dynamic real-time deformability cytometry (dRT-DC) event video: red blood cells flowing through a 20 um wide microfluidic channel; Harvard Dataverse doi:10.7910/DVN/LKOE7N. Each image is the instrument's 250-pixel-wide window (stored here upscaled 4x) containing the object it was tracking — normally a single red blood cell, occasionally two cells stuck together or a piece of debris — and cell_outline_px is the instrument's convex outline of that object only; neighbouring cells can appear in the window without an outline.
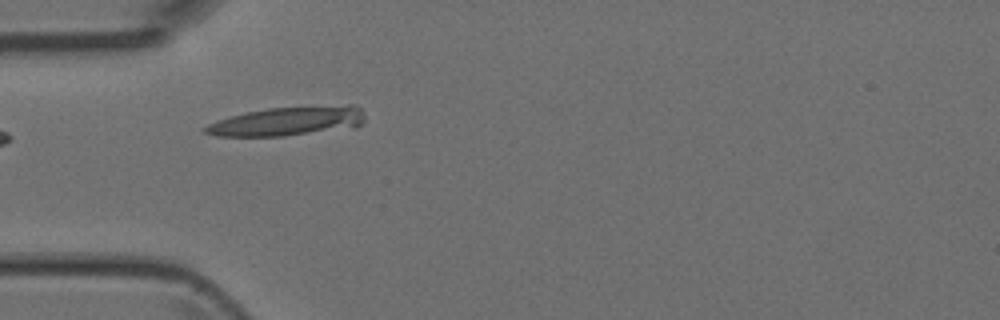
{"species": "Egyptian fruit bat (a non-hibernating species)", "species_latin": "Rousettus aegyptiacus", "temperature_condition": "room temperature", "stored_images_in_passage": 2, "camera_frame_rate_fps": 3000, "um_per_image_px": 0.085, "animal": {"sex": "female"}, "frame": {"image": 1, "passage_image": 1, "time_ms": 0.0, "image_size_px": [1000, 320], "cell_outline_px": [[364, 120], [356, 128], [284, 136], [216, 136], [204, 132], [200, 128], [216, 120], [248, 112], [268, 108], [348, 104], [356, 104], [360, 108], [364, 116]], "centroid_in_image_um": [24.49, 10.3], "position_along_channel_um": 60.5, "area_um2": 27.4}}